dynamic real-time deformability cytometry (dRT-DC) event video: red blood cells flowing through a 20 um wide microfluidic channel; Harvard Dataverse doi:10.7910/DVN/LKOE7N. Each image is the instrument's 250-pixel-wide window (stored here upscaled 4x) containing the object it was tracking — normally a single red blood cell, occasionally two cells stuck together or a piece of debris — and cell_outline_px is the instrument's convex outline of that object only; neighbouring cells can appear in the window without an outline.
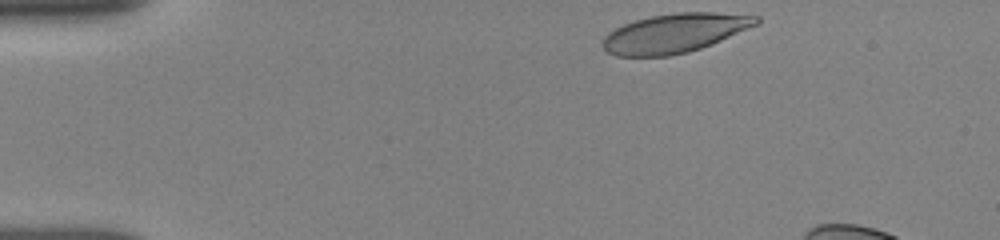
{"species": "human", "species_latin": "Homo sapiens", "temperature_condition": "room temperature", "stored_images_in_passage": 16, "segment_of_instrument_passage": [1, 2], "camera_frame_rate_fps": 3000, "um_per_image_px": 0.085, "donor": {"sex": "female"}, "frame": {"image": 1, "passage_image": 1, "time_ms": 0.0, "image_size_px": [1000, 240], "cell_outline_px": [[760, 24], [712, 44], [688, 52], [668, 56], [616, 56], [608, 52], [600, 44], [604, 36], [608, 32], [624, 24], [636, 20], [652, 16], [676, 12], [716, 12], [760, 16]], "centroid_in_image_um": [57.37, 2.81], "position_along_channel_um": 27.6, "area_um2": 35.14}}
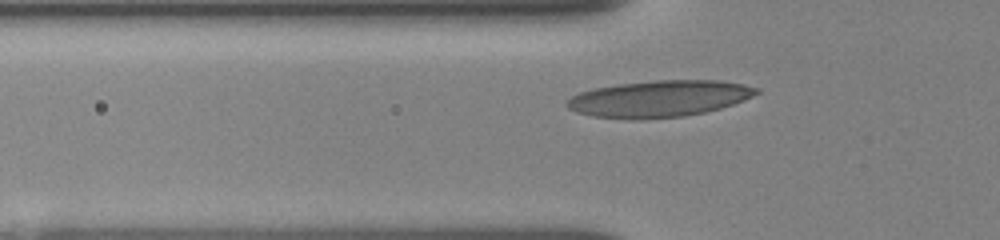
{"frame": {"image": 2, "passage_image": 12, "time_ms": 3.0, "image_size_px": [1000, 240], "cell_outline_px": [[760, 92], [744, 100], [720, 108], [704, 112], [684, 116], [640, 120], [628, 120], [592, 116], [576, 112], [568, 108], [564, 104], [564, 100], [580, 92], [596, 88], [620, 84], [656, 80], [720, 80], [744, 84], [760, 88]], "centroid_in_image_um": [56.01, 8.4], "position_along_channel_um": 69.8, "area_um2": 40.63}}